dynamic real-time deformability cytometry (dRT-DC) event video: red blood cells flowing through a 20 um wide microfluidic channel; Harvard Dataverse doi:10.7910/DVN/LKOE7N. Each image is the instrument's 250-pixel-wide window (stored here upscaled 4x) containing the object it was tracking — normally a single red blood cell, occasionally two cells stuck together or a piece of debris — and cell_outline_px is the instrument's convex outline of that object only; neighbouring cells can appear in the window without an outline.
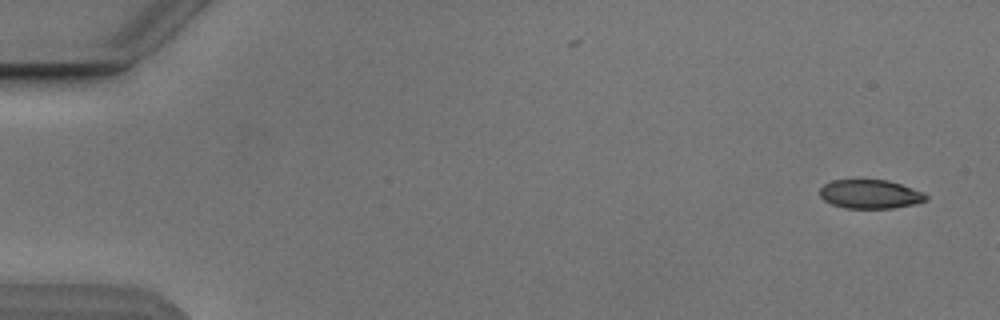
{"species": "Egyptian fruit bat (a non-hibernating species)", "species_latin": "Rousettus aegyptiacus", "temperature_condition": "cold", "stored_images_in_passage": 3, "camera_frame_rate_fps": 3000, "um_per_image_px": 0.085, "animal": {"sex": "male"}, "frame": {"image": 1, "passage_image": 1, "time_ms": 0.0, "image_size_px": [1000, 320], "cell_outline_px": [[928, 200], [916, 204], [892, 208], [844, 208], [832, 204], [824, 200], [820, 196], [820, 188], [824, 184], [832, 180], [888, 180], [924, 192], [928, 196]], "centroid_in_image_um": [73.98, 16.5], "position_along_channel_um": 11.0, "area_um2": 17.92}}